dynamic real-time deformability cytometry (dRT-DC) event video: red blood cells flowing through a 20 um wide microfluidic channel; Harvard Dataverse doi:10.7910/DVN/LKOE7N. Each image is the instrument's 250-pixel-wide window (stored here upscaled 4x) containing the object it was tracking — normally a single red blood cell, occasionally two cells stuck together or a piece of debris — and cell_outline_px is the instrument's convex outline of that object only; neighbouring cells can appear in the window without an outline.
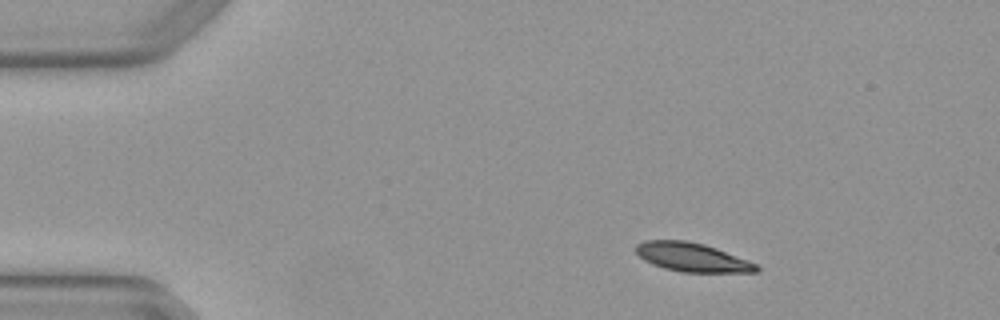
{"species": "Egyptian fruit bat (a non-hibernating species)", "species_latin": "Rousettus aegyptiacus", "temperature_condition": "warm", "stored_images_in_passage": 5, "camera_frame_rate_fps": 3000, "um_per_image_px": 0.085, "animal": {"sex": "female"}, "frame": {"image": 1, "passage_image": 1, "time_ms": 0.0, "image_size_px": [1000, 320], "cell_outline_px": [[760, 272], [680, 272], [664, 268], [652, 264], [644, 260], [636, 252], [636, 244], [644, 240], [688, 240], [704, 244], [716, 248], [748, 260], [756, 264], [760, 268]], "centroid_in_image_um": [58.83, 21.86], "position_along_channel_um": 26.2, "area_um2": 20.29}}
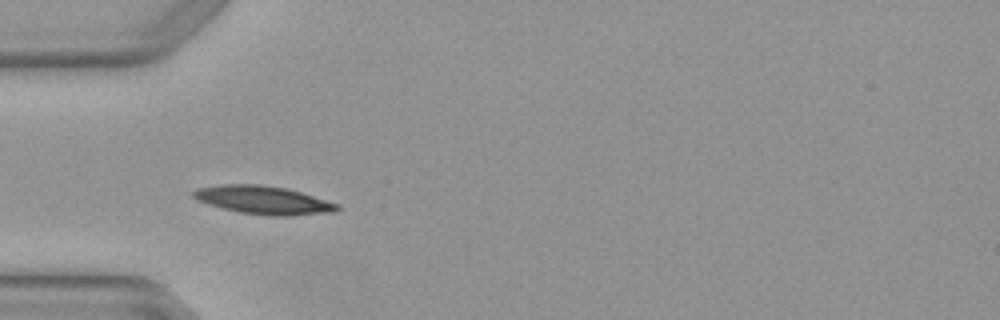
{"frame": {"image": 2, "passage_image": 3, "time_ms": 0.667, "image_size_px": [1000, 320], "cell_outline_px": [[340, 208], [336, 212], [292, 216], [272, 216], [240, 212], [208, 204], [192, 196], [192, 192], [196, 188], [220, 184], [260, 184], [288, 188], [340, 204]], "centroid_in_image_um": [22.44, 17.0], "position_along_channel_um": 62.6, "area_um2": 23.81}}
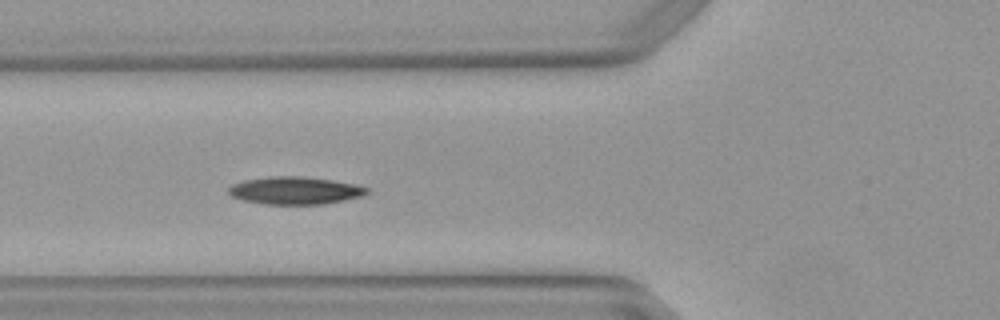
{"frame": {"image": 3, "passage_image": 4, "time_ms": 1.0, "image_size_px": [1000, 320], "cell_outline_px": [[372, 192], [364, 196], [324, 204], [264, 204], [244, 200], [232, 196], [228, 192], [228, 188], [232, 184], [244, 180], [272, 176], [300, 176], [332, 180], [356, 184], [368, 188]], "centroid_in_image_um": [25.12, 16.19], "position_along_channel_um": 100.7, "area_um2": 22.31}}